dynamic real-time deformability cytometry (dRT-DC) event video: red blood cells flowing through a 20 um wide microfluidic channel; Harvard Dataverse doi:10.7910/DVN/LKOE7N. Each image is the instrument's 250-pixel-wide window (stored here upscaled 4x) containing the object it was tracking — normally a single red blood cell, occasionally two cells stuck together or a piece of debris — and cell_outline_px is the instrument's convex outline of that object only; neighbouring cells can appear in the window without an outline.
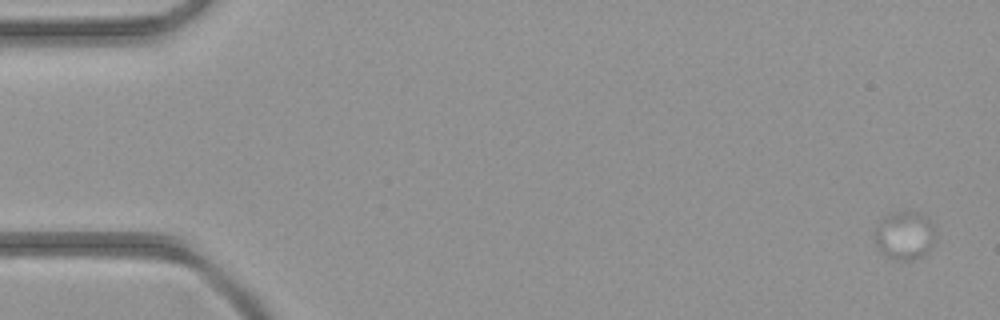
{"species": "common noctule bat (a hibernating species)", "species_latin": "Nyctalus noctula", "temperature_condition": "room temperature", "stored_images_in_passage": 6, "camera_frame_rate_fps": 3000, "um_per_image_px": 0.085, "animal": {"sex": "female", "body_mass_g": 21.9}, "frame": {"image": 1, "passage_image": 1, "time_ms": 0.0, "image_size_px": [1000, 320], "cell_outline_px": [[932, 244], [920, 256], [912, 260], [896, 260], [888, 256], [876, 244], [876, 228], [880, 220], [884, 216], [892, 212], [920, 212], [928, 224], [932, 232]], "centroid_in_image_um": [76.82, 20.0], "position_along_channel_um": 8.2, "area_um2": 16.01}}